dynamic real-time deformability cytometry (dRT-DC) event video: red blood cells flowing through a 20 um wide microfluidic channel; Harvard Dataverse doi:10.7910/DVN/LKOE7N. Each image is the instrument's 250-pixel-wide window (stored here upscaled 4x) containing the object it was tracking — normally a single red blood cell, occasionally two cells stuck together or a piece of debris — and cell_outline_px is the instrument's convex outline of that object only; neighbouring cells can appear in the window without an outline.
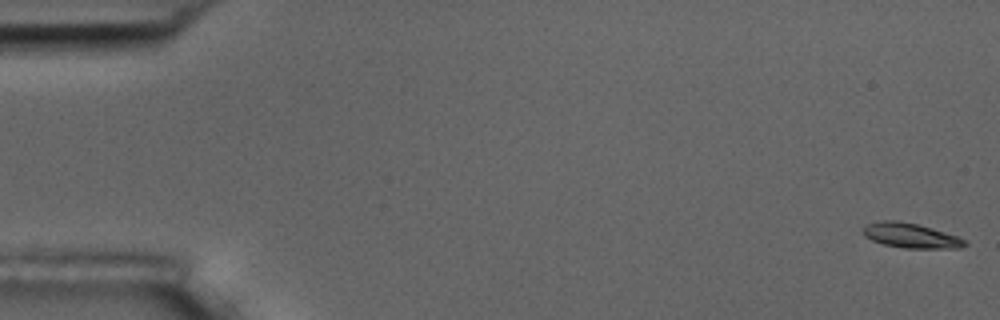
{"species": "common noctule bat (a hibernating species)", "species_latin": "Nyctalus noctula", "temperature_condition": "room temperature", "stored_images_in_passage": 11, "camera_frame_rate_fps": 3000, "um_per_image_px": 0.085, "animal": {"sex": "male", "body_mass_g": 17.5, "forearm_length_mm": 52.3}, "frame": {"image": 1, "passage_image": 1, "time_ms": 0.0, "image_size_px": [1000, 320], "cell_outline_px": [[968, 244], [960, 248], [904, 248], [884, 244], [872, 240], [864, 236], [864, 228], [868, 224], [880, 220], [896, 220], [916, 224], [932, 228], [956, 236], [964, 240]], "centroid_in_image_um": [77.41, 20.02], "position_along_channel_um": 7.6, "area_um2": 14.45}}
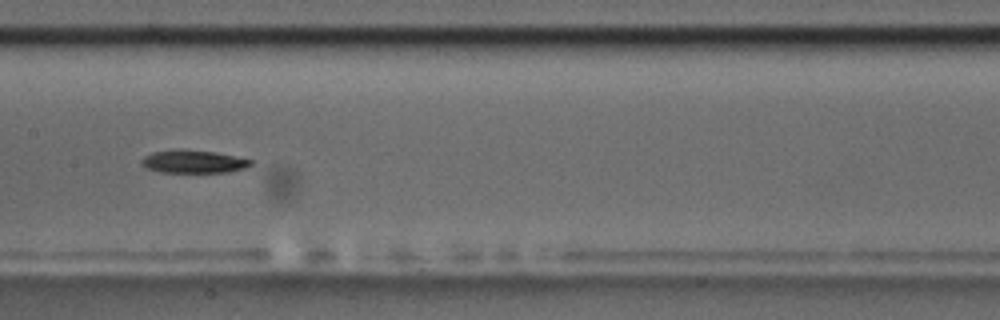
{"frame": {"image": 2, "passage_image": 8, "time_ms": 9.0, "image_size_px": [1000, 320], "cell_outline_px": [[252, 164], [244, 168], [228, 172], [160, 172], [148, 168], [140, 164], [140, 160], [144, 156], [152, 152], [216, 152], [252, 160]], "centroid_in_image_um": [16.46, 13.78], "position_along_channel_um": 190.9, "area_um2": 13.76}}
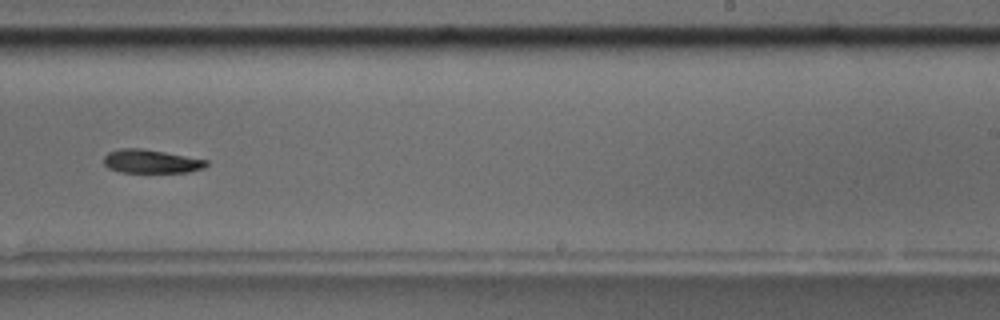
{"frame": {"image": 3, "passage_image": 10, "time_ms": 11.333, "image_size_px": [1000, 320], "cell_outline_px": [[208, 164], [204, 168], [188, 172], [120, 172], [108, 168], [104, 164], [104, 156], [108, 152], [120, 148], [140, 148], [164, 152], [208, 160]], "centroid_in_image_um": [12.83, 13.72], "position_along_channel_um": 276.2, "area_um2": 14.05}}